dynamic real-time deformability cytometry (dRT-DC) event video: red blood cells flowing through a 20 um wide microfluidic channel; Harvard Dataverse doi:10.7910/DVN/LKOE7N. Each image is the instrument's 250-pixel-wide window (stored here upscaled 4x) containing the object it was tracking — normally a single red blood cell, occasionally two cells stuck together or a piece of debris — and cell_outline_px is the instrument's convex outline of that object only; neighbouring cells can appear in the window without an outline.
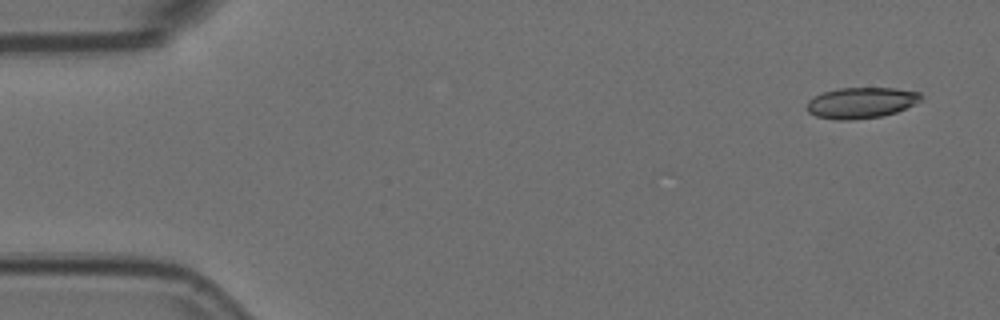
{"species": "Egyptian fruit bat (a non-hibernating species)", "species_latin": "Rousettus aegyptiacus", "temperature_condition": "room temperature", "stored_images_in_passage": 5, "segment_of_instrument_passage": [1, 2], "camera_frame_rate_fps": 3000, "um_per_image_px": 0.085, "animal": {"sex": "female"}, "frame": {"image": 1, "passage_image": 1, "time_ms": 0.0, "image_size_px": [1000, 320], "cell_outline_px": [[924, 100], [896, 112], [880, 116], [848, 120], [836, 120], [816, 116], [808, 112], [808, 100], [812, 96], [824, 92], [840, 88], [896, 88], [920, 92], [924, 96]], "centroid_in_image_um": [73.23, 8.72], "position_along_channel_um": 11.8, "area_um2": 20.63}}
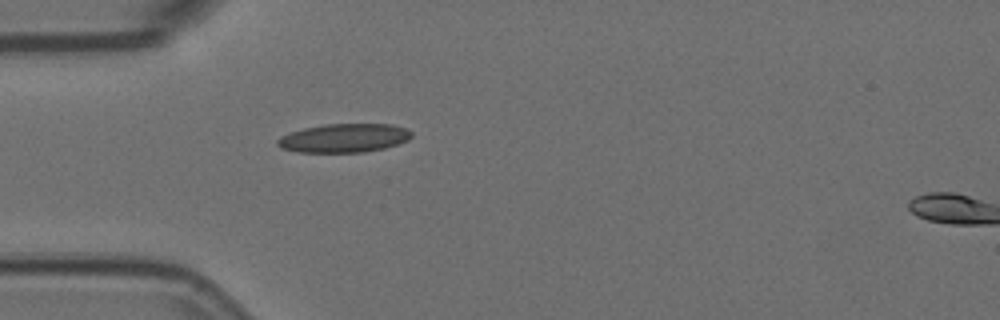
{"frame": {"image": 2, "passage_image": 4, "time_ms": 1.0, "image_size_px": [1000, 320], "cell_outline_px": [[412, 136], [408, 140], [384, 148], [364, 152], [300, 152], [280, 148], [276, 144], [276, 140], [280, 136], [304, 128], [324, 124], [392, 124], [404, 128], [412, 132]], "centroid_in_image_um": [29.22, 11.73], "position_along_channel_um": 55.8, "area_um2": 22.37}}